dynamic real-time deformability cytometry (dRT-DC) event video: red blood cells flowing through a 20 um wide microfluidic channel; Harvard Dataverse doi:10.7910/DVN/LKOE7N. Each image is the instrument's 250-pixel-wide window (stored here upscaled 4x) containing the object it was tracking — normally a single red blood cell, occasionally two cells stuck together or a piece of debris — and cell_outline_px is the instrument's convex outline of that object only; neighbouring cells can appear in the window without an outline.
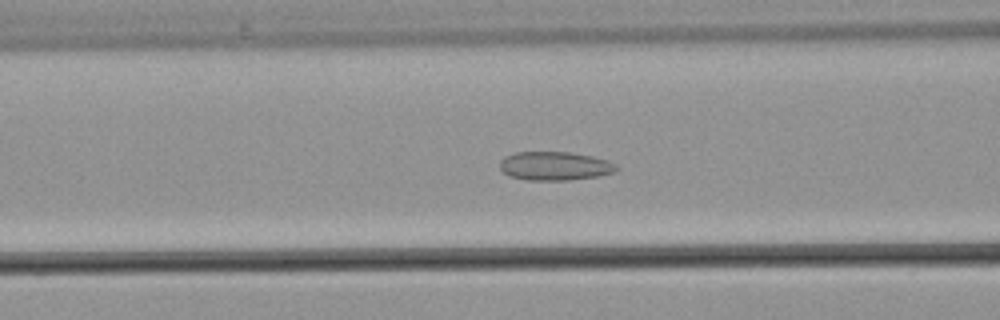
{"species": "common noctule bat (a hibernating species)", "species_latin": "Nyctalus noctula", "temperature_condition": "warm", "stored_images_in_passage": 45, "camera_frame_rate_fps": 3000, "um_per_image_px": 0.085, "animal": {"sex": "male", "body_mass_g": 21.5, "forearm_length_mm": 52.0}, "frame": {"image": 1, "passage_image": 17, "time_ms": 5.333, "image_size_px": [1000, 320], "cell_outline_px": [[620, 168], [616, 172], [600, 176], [568, 180], [524, 180], [508, 176], [500, 168], [500, 160], [504, 156], [516, 152], [572, 152], [592, 156], [608, 160], [616, 164]], "centroid_in_image_um": [47.18, 14.11], "position_along_channel_um": 119.4, "area_um2": 19.83}}
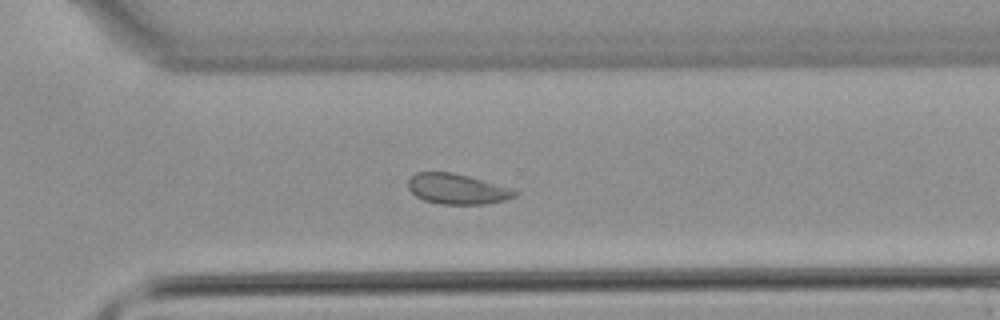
{"frame": {"image": 2, "passage_image": 31, "time_ms": 10.0, "image_size_px": [1000, 320], "cell_outline_px": [[520, 192], [516, 196], [504, 200], [488, 204], [440, 204], [424, 200], [416, 196], [408, 188], [408, 180], [416, 172], [452, 172], [468, 176], [508, 188]], "centroid_in_image_um": [38.83, 16.07], "position_along_channel_um": 331.8, "area_um2": 18.67}}
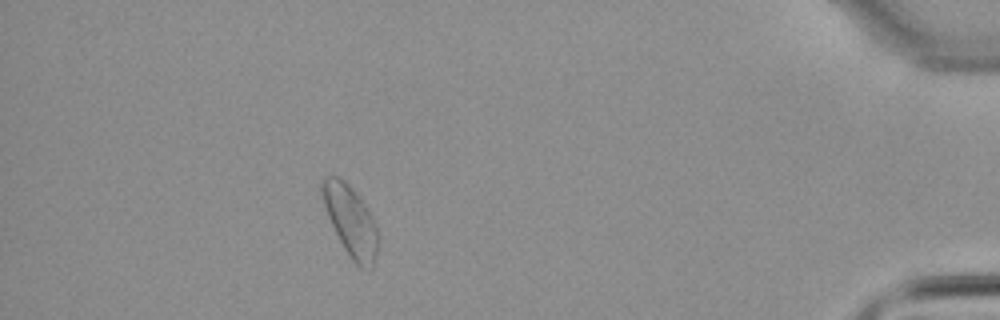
{"frame": {"image": 3, "passage_image": 40, "time_ms": 13.0, "image_size_px": [1000, 320], "cell_outline_px": [[376, 256], [372, 268], [360, 268], [352, 260], [344, 248], [328, 216], [320, 192], [320, 184], [324, 176], [336, 176], [344, 180], [360, 196], [372, 216], [376, 224]], "centroid_in_image_um": [29.78, 18.73], "position_along_channel_um": 405.4, "area_um2": 22.66}}